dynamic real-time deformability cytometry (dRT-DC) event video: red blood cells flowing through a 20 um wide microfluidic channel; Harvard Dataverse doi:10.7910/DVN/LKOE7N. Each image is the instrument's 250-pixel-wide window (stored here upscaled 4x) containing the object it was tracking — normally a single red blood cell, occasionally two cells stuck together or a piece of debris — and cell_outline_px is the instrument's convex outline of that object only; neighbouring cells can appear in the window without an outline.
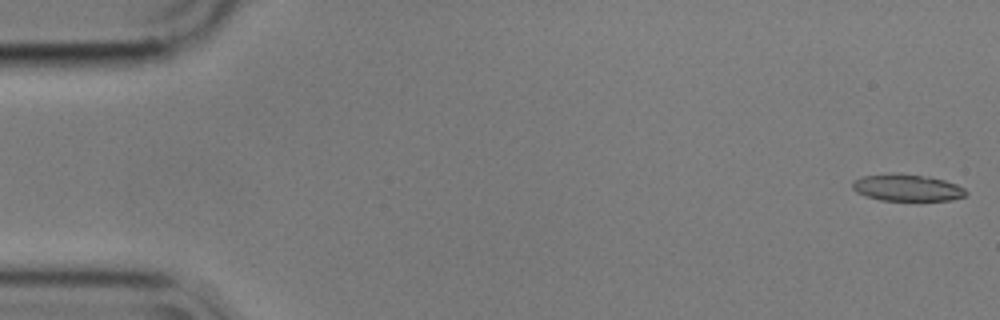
{"species": "common noctule bat (a hibernating species)", "species_latin": "Nyctalus noctula", "temperature_condition": "cold", "stored_images_in_passage": 55, "camera_frame_rate_fps": 3000, "um_per_image_px": 0.085, "animal": {"sex": "male", "body_mass_g": 17.9}, "frame": {"image": 1, "passage_image": 1, "time_ms": 0.0, "image_size_px": [1000, 320], "cell_outline_px": [[968, 192], [964, 196], [952, 200], [880, 200], [856, 192], [852, 188], [852, 180], [860, 176], [892, 172], [896, 172], [944, 180], [956, 184], [964, 188]], "centroid_in_image_um": [77.05, 15.94], "position_along_channel_um": 8.0, "area_um2": 17.74}}
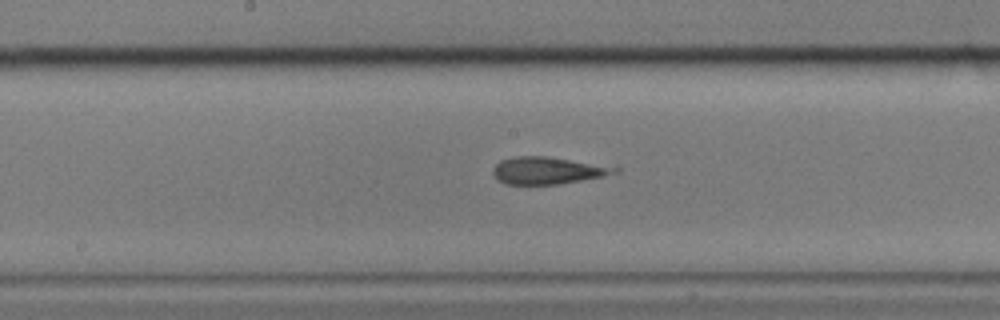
{"frame": {"image": 2, "passage_image": 28, "time_ms": 9.0, "image_size_px": [1000, 320], "cell_outline_px": [[620, 172], [604, 176], [560, 184], [504, 184], [496, 180], [492, 172], [492, 168], [500, 160], [516, 156], [548, 156], [620, 168]], "centroid_in_image_um": [46.5, 14.49], "position_along_channel_um": 201.7, "area_um2": 19.31}}
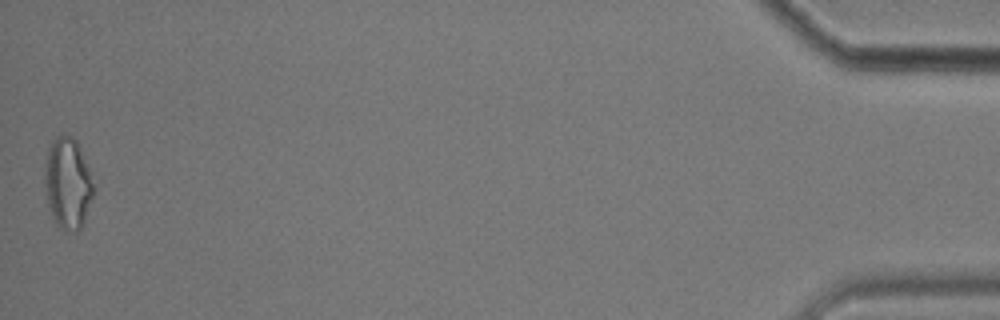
{"frame": {"image": 3, "passage_image": 55, "time_ms": 18.0, "image_size_px": [1000, 320], "cell_outline_px": [[92, 196], [84, 220], [80, 228], [76, 232], [64, 232], [56, 224], [52, 216], [48, 204], [44, 180], [44, 172], [48, 148], [52, 140], [60, 132], [64, 132], [72, 136], [76, 140], [80, 148], [88, 168], [92, 184]], "centroid_in_image_um": [5.72, 15.55], "position_along_channel_um": 429.5, "area_um2": 25.84}, "authors_computed_cell_mechanics": {"area_um2": 19.7676, "velocity_mm_per_s": 3.5768, "shape_relaxation_time_tau1_ms": null, "shape_relaxation_time_tau2_ms": 1.8572, "deformation_change_tau1": null, "deformation_change_tau2": 0.1079}}